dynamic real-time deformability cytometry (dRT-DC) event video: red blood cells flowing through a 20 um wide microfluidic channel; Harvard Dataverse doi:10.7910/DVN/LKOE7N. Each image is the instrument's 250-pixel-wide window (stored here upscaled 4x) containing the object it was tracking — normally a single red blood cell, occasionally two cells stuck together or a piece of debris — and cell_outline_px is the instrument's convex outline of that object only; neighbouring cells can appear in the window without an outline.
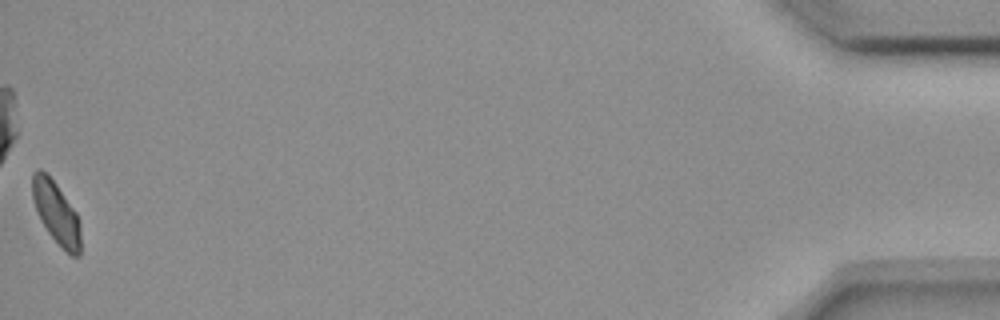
{"species": "common noctule bat (a hibernating species)", "species_latin": "Nyctalus noctula", "temperature_condition": "room temperature", "stored_images_in_passage": 57, "camera_frame_rate_fps": 3000, "um_per_image_px": 0.085, "animal": {"sex": "female", "body_mass_g": 18.4}, "frame": {"image": 1, "passage_image": 57, "time_ms": 18.667, "image_size_px": [1000, 320], "cell_outline_px": [[80, 256], [72, 256], [48, 232], [40, 220], [32, 196], [32, 172], [40, 168], [56, 184], [76, 212], [80, 224]], "centroid_in_image_um": [4.78, 18.07], "position_along_channel_um": 430.4, "area_um2": 17.11}, "authors_computed_cell_mechanics": {"area_um2": 18.6116, "velocity_mm_per_s": 3.6423, "shape_relaxation_time_tau1_ms": null, "shape_relaxation_time_tau2_ms": 5.5425, "deformation_change_tau1": null, "deformation_change_tau2": 0.0616}}